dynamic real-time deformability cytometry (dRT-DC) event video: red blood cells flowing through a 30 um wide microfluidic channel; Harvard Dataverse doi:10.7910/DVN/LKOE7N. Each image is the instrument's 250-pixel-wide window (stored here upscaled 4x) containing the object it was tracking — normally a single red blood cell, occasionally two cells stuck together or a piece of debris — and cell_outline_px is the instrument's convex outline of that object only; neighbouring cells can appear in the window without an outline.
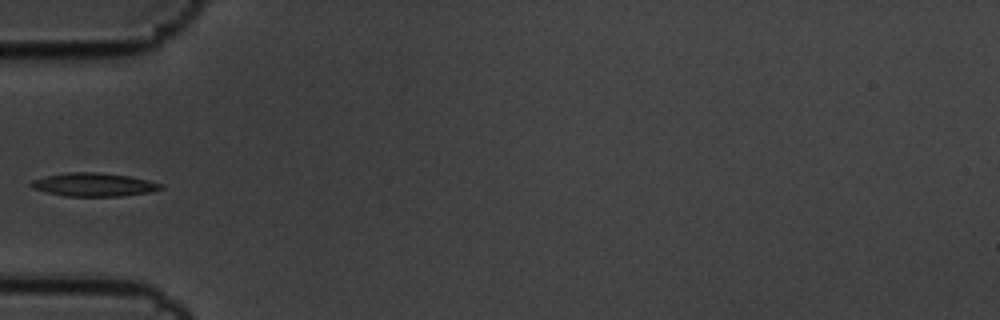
{"species": "common noctule bat (a hibernating species)", "species_latin": "Nyctalus noctula", "temperature_condition": "cold", "stored_images_in_passage": 6, "camera_frame_rate_fps": 3000, "um_per_image_px": 0.085, "animal": {"sex": "male", "body_mass_g": 19.5, "forearm_length_mm": 54.6}, "frame": {"image": 1, "passage_image": 6, "time_ms": 1.667, "image_size_px": [1000, 320], "cell_outline_px": [[164, 188], [148, 192], [120, 196], [64, 196], [32, 188], [28, 184], [32, 180], [44, 176], [68, 172], [100, 172], [128, 176], [148, 180], [160, 184]], "centroid_in_image_um": [7.92, 15.68], "position_along_channel_um": 77.1, "area_um2": 17.57}}